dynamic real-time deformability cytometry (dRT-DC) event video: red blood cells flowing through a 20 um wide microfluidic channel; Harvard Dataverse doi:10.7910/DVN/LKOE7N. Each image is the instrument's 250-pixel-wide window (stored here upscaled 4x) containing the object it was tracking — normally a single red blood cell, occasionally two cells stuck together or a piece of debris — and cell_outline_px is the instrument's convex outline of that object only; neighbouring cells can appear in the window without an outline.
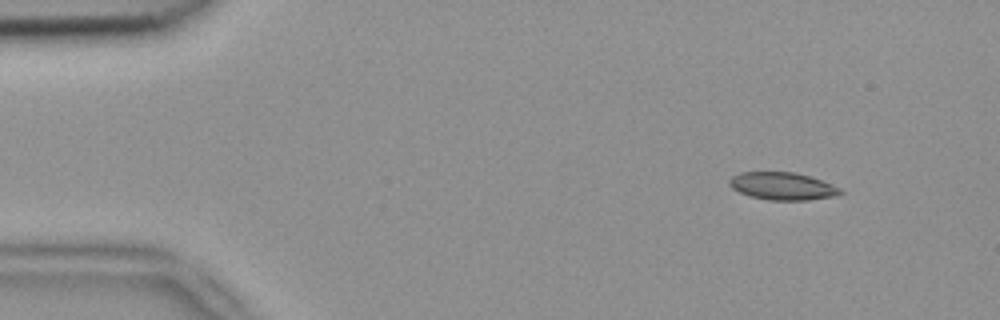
{"species": "common noctule bat (a hibernating species)", "species_latin": "Nyctalus noctula", "temperature_condition": "room temperature", "stored_images_in_passage": 2, "camera_frame_rate_fps": 3000, "um_per_image_px": 0.085, "animal": {"sex": "female", "body_mass_g": 18.4}, "frame": {"image": 1, "passage_image": 1, "time_ms": 0.0, "image_size_px": [1000, 320], "cell_outline_px": [[844, 192], [836, 196], [808, 200], [768, 200], [752, 196], [740, 192], [732, 188], [728, 184], [728, 180], [732, 176], [740, 172], [796, 172], [832, 184], [840, 188]], "centroid_in_image_um": [66.51, 15.82], "position_along_channel_um": 18.5, "area_um2": 17.8}}